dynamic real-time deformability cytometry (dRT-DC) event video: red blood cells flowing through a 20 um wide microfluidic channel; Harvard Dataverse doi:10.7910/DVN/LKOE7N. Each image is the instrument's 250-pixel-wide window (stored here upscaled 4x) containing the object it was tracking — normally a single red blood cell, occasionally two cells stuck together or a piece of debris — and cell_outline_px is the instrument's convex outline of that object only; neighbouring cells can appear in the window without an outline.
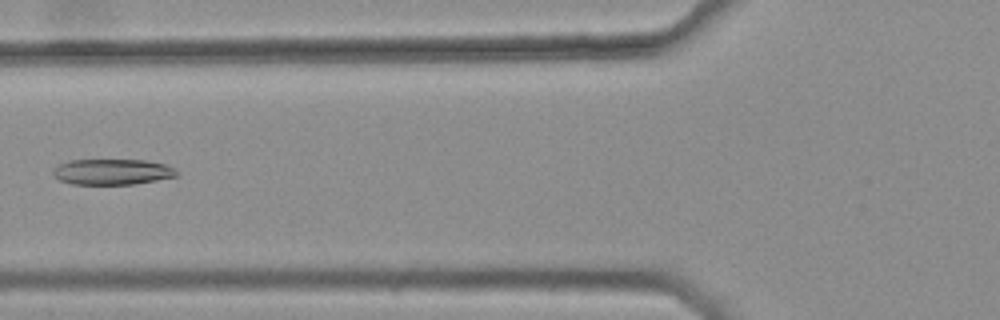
{"species": "common noctule bat (a hibernating species)", "species_latin": "Nyctalus noctula", "temperature_condition": "warm", "stored_images_in_passage": 6, "camera_frame_rate_fps": 3000, "um_per_image_px": 0.085, "animal": {"sex": "female", "body_mass_g": 25.1}, "frame": {"image": 1, "passage_image": 6, "time_ms": 1.667, "image_size_px": [1000, 320], "cell_outline_px": [[176, 176], [156, 180], [132, 184], [72, 184], [60, 180], [52, 176], [52, 172], [60, 164], [72, 160], [144, 160], [164, 164], [176, 168]], "centroid_in_image_um": [9.53, 14.6], "position_along_channel_um": 116.3, "area_um2": 18.32}}